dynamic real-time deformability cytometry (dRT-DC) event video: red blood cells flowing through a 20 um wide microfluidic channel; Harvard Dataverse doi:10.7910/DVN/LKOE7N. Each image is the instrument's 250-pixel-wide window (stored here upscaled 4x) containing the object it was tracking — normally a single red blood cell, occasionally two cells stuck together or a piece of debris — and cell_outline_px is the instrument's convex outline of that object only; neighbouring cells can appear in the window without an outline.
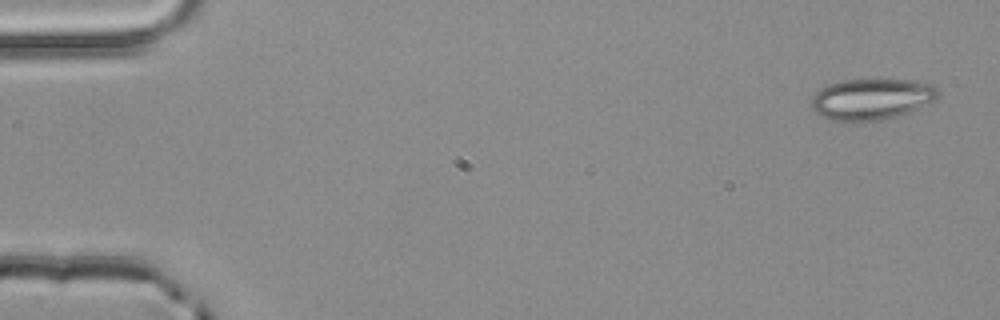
{"species": "common noctule bat (a hibernating species)", "species_latin": "Nyctalus noctula", "temperature_condition": "room temperature", "stored_images_in_passage": 4, "camera_frame_rate_fps": 3000, "um_per_image_px": 0.085, "animal": {"sex": "male", "body_mass_g": 20.4}, "frame": {"image": 1, "passage_image": 1, "time_ms": 0.0, "image_size_px": [1000, 320], "cell_outline_px": [[940, 92], [936, 100], [908, 112], [884, 120], [860, 124], [856, 124], [832, 120], [816, 112], [812, 108], [812, 96], [820, 88], [828, 84], [844, 80], [916, 80], [928, 84], [936, 88]], "centroid_in_image_um": [74.07, 8.46], "position_along_channel_um": 10.9, "area_um2": 30.75}}